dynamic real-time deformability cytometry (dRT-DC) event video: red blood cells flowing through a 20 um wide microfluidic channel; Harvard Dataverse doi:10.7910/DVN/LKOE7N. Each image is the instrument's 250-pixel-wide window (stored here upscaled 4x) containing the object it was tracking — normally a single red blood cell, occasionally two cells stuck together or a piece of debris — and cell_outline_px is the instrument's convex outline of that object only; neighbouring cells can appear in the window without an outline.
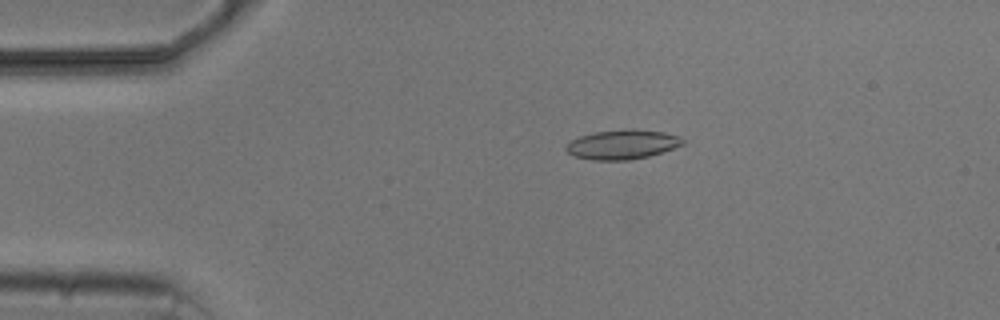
{"species": "common noctule bat (a hibernating species)", "species_latin": "Nyctalus noctula", "temperature_condition": "cold", "stored_images_in_passage": 5, "camera_frame_rate_fps": 3000, "um_per_image_px": 0.085, "animal": {"sex": "male", "body_mass_g": 20.5, "forearm_length_mm": 52.5}, "frame": {"image": 1, "passage_image": 1, "time_ms": 0.0, "image_size_px": [1000, 320], "cell_outline_px": [[684, 144], [648, 156], [628, 160], [592, 160], [576, 156], [568, 152], [564, 148], [572, 140], [580, 136], [596, 132], [624, 128], [632, 128], [664, 132], [680, 136], [684, 140]], "centroid_in_image_um": [52.91, 12.26], "position_along_channel_um": 32.1, "area_um2": 19.94}}
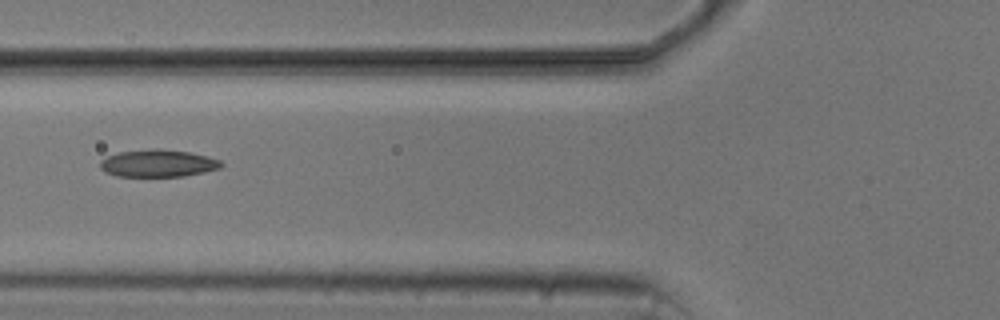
{"frame": {"image": 2, "passage_image": 4, "time_ms": 3.333, "image_size_px": [1000, 320], "cell_outline_px": [[224, 164], [220, 168], [204, 172], [184, 176], [116, 176], [104, 172], [100, 168], [100, 160], [108, 156], [120, 152], [152, 148], [160, 148], [188, 152], [208, 156], [220, 160]], "centroid_in_image_um": [13.43, 13.88], "position_along_channel_um": 112.4, "area_um2": 19.36}}
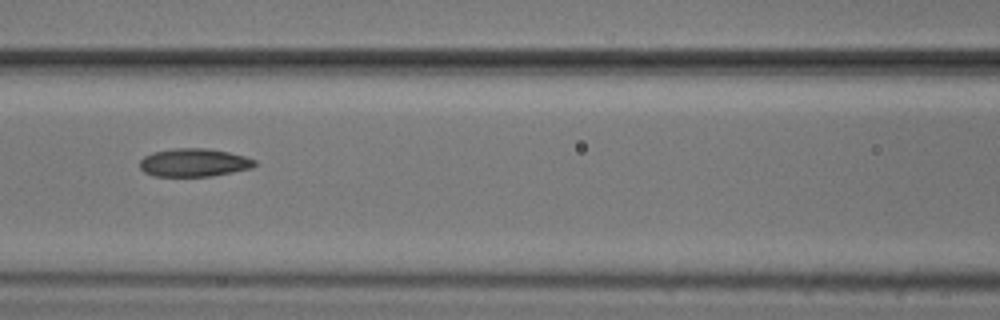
{"frame": {"image": 3, "passage_image": 5, "time_ms": 4.333, "image_size_px": [1000, 320], "cell_outline_px": [[256, 164], [252, 168], [212, 176], [152, 176], [144, 172], [140, 168], [140, 160], [144, 156], [152, 152], [172, 148], [208, 148], [228, 152], [244, 156], [256, 160]], "centroid_in_image_um": [16.46, 13.81], "position_along_channel_um": 150.1, "area_um2": 18.96}}